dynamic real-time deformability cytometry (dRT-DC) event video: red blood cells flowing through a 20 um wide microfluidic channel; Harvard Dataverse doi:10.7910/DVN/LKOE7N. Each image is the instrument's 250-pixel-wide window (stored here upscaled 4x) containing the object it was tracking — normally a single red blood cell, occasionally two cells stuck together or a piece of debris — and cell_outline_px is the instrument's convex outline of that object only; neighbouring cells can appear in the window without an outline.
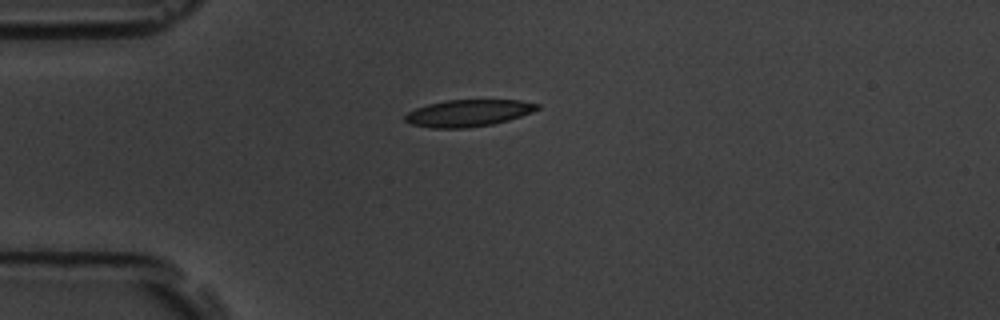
{"species": "common noctule bat (a hibernating species)", "species_latin": "Nyctalus noctula", "temperature_condition": "room temperature", "stored_images_in_passage": 7, "camera_frame_rate_fps": 3000, "um_per_image_px": 0.085, "animal": {"sex": "male", "body_mass_g": 19.5, "forearm_length_mm": 54.6}, "frame": {"image": 1, "passage_image": 1, "time_ms": 0.0, "image_size_px": [1000, 320], "cell_outline_px": [[540, 108], [532, 112], [508, 120], [492, 124], [468, 128], [428, 128], [408, 124], [404, 120], [404, 116], [408, 112], [416, 108], [428, 104], [444, 100], [520, 100], [540, 104]], "centroid_in_image_um": [39.77, 9.61], "position_along_channel_um": 45.2, "area_um2": 20.87}}
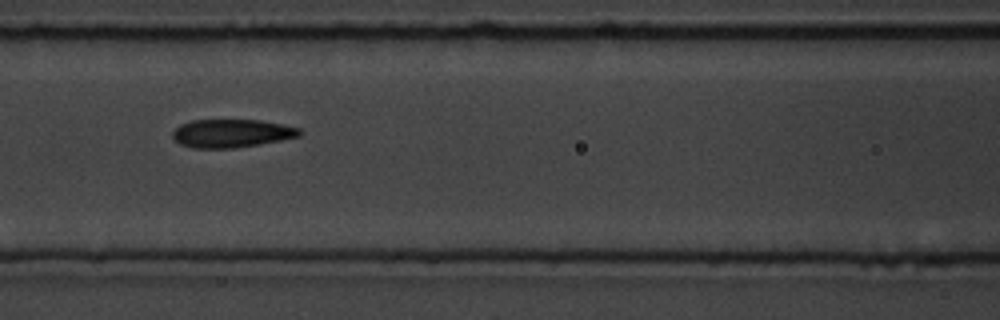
{"frame": {"image": 2, "passage_image": 4, "time_ms": 3.333, "image_size_px": [1000, 320], "cell_outline_px": [[300, 136], [280, 140], [236, 148], [192, 148], [180, 144], [172, 140], [172, 132], [180, 124], [192, 120], [260, 120], [300, 128]], "centroid_in_image_um": [19.62, 11.33], "position_along_channel_um": 147.0, "area_um2": 20.87}}
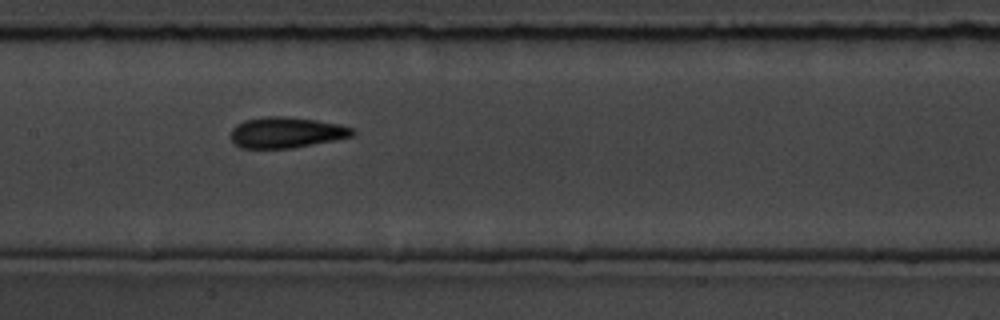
{"frame": {"image": 3, "passage_image": 5, "time_ms": 4.333, "image_size_px": [1000, 320], "cell_outline_px": [[356, 132], [352, 136], [292, 148], [240, 148], [232, 140], [232, 128], [236, 124], [244, 120], [264, 116], [284, 116], [316, 120], [340, 124], [352, 128]], "centroid_in_image_um": [24.32, 11.25], "position_along_channel_um": 183.1, "area_um2": 21.73}}